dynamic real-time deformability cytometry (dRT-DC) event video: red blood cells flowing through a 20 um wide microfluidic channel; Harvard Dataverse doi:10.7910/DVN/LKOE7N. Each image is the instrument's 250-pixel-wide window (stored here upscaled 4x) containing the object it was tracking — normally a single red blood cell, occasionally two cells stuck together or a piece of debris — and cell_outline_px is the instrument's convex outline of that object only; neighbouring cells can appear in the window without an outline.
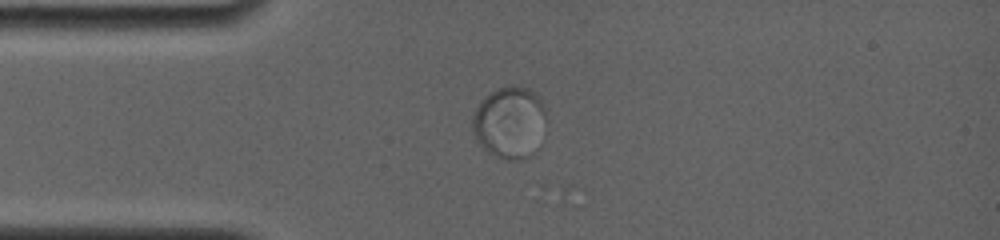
{"species": "common noctule bat (a hibernating species)", "species_latin": "Nyctalus noctula", "temperature_condition": "room temperature", "stored_images_in_passage": 34, "camera_frame_rate_fps": 4000, "um_per_image_px": 0.085, "animal": {"sex": "female", "body_mass_g": 19.0, "forearm_length_mm": 56.7}, "frame": {"image": 1, "passage_image": 1, "time_ms": 0.0, "image_size_px": [1000, 240], "cell_outline_px": [[544, 116], [532, 156], [512, 160], [508, 160], [484, 148], [476, 140], [472, 128], [472, 120], [476, 108], [492, 92], [500, 88], [528, 88], [540, 96], [544, 108]], "centroid_in_image_um": [43.29, 10.41], "position_along_channel_um": 41.7, "area_um2": 29.36}}
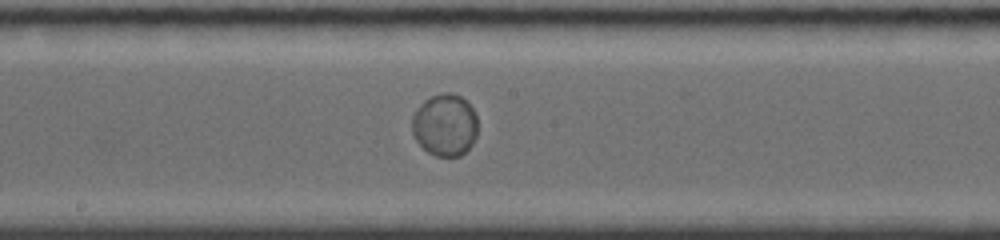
{"frame": {"image": 2, "passage_image": 19, "time_ms": 5.0, "image_size_px": [1000, 240], "cell_outline_px": [[476, 136], [472, 144], [460, 156], [436, 156], [428, 152], [416, 140], [412, 132], [412, 116], [420, 104], [424, 100], [432, 96], [444, 92], [448, 92], [460, 96], [472, 108], [476, 116]], "centroid_in_image_um": [37.8, 10.62], "position_along_channel_um": 210.4, "area_um2": 23.58}}
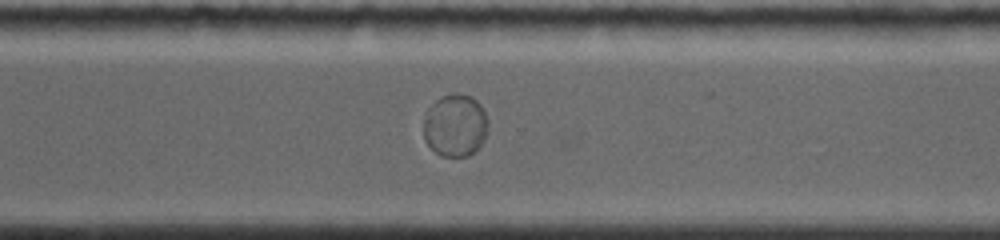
{"frame": {"image": 3, "passage_image": 34, "time_ms": 8.25, "image_size_px": [1000, 240], "cell_outline_px": [[488, 120], [484, 140], [468, 156], [440, 156], [424, 140], [424, 120], [428, 108], [440, 96], [452, 92], [456, 92], [472, 96], [480, 104]], "centroid_in_image_um": [38.68, 10.62], "position_along_channel_um": 331.9, "area_um2": 23.47}}